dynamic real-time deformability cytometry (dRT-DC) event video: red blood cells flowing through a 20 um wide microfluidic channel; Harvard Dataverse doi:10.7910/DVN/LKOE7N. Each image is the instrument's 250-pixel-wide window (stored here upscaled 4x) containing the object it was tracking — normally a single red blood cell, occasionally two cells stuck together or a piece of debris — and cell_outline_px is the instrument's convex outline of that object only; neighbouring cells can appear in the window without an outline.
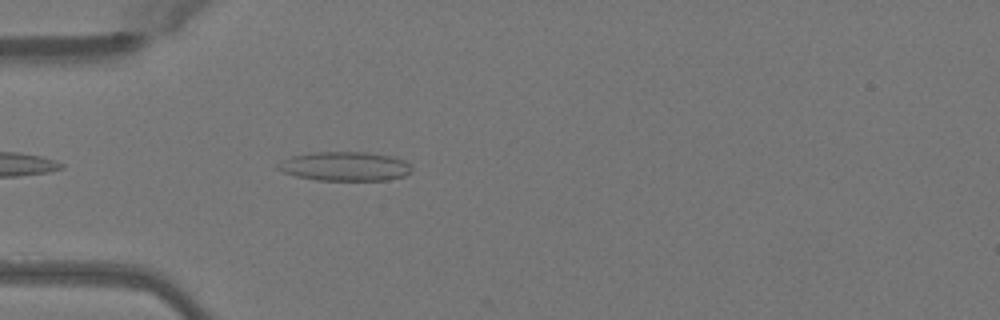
{"species": "Egyptian fruit bat (a non-hibernating species)", "species_latin": "Rousettus aegyptiacus", "temperature_condition": "warm", "stored_images_in_passage": 25, "camera_frame_rate_fps": 3000, "um_per_image_px": 0.085, "animal": {"sex": "female"}, "frame": {"image": 1, "passage_image": 3, "time_ms": 0.667, "image_size_px": [1000, 320], "cell_outline_px": [[412, 172], [404, 176], [388, 180], [316, 180], [296, 176], [284, 172], [276, 168], [276, 164], [292, 156], [312, 152], [368, 152], [396, 156], [404, 160], [412, 168]], "centroid_in_image_um": [29.35, 14.13], "position_along_channel_um": 55.6, "area_um2": 22.89}}
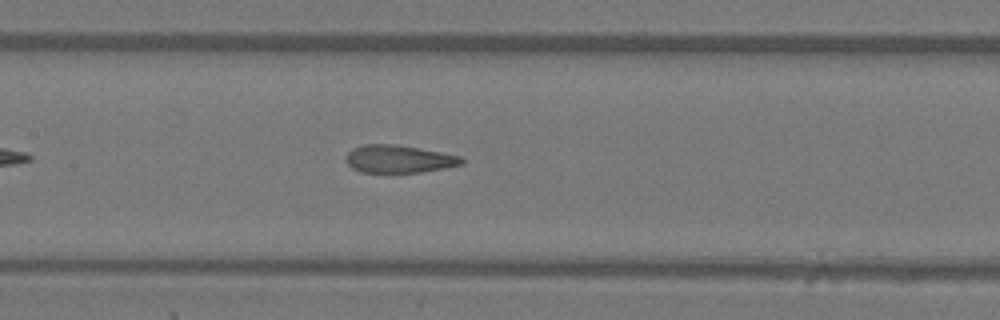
{"frame": {"image": 2, "passage_image": 12, "time_ms": 3.667, "image_size_px": [1000, 320], "cell_outline_px": [[464, 164], [420, 172], [360, 172], [352, 168], [344, 160], [344, 156], [352, 148], [364, 144], [396, 144], [440, 152], [460, 156], [464, 160]], "centroid_in_image_um": [33.84, 13.5], "position_along_channel_um": 173.6, "area_um2": 18.67}}
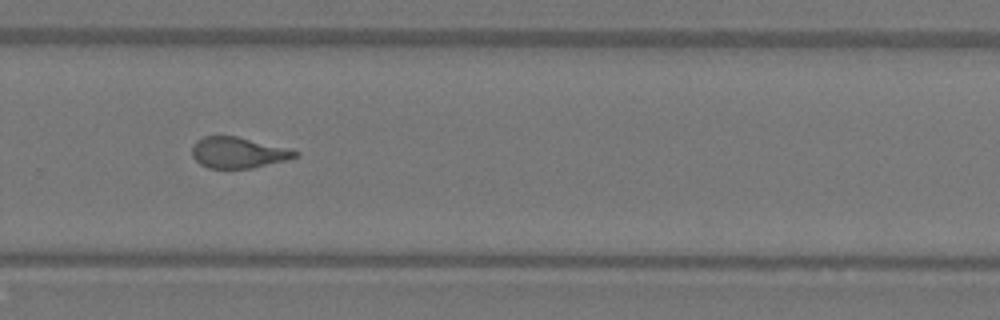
{"frame": {"image": 3, "passage_image": 22, "time_ms": 7.0, "image_size_px": [1000, 320], "cell_outline_px": [[300, 156], [288, 160], [252, 168], [208, 168], [200, 164], [192, 156], [192, 148], [196, 140], [204, 136], [236, 136], [292, 148], [300, 152]], "centroid_in_image_um": [20.31, 12.97], "position_along_channel_um": 309.5, "area_um2": 18.9}}